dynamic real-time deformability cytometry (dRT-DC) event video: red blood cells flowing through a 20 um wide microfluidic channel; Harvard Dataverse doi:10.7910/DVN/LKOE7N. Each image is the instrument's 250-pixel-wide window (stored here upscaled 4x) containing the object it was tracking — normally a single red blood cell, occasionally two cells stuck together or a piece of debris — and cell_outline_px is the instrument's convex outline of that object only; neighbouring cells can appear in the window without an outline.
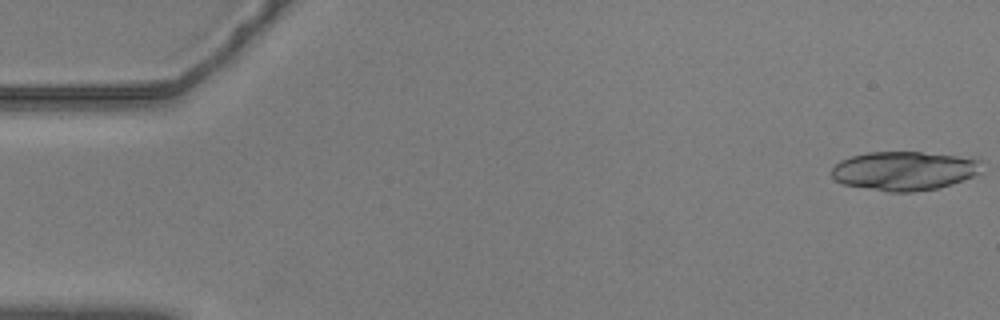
{"species": "common noctule bat (a hibernating species)", "species_latin": "Nyctalus noctula", "temperature_condition": "warm", "stored_images_in_passage": 20, "camera_frame_rate_fps": 3000, "um_per_image_px": 0.085, "animal": {"sex": "male", "body_mass_g": 20.5, "forearm_length_mm": 52.5}, "frame": {"image": 1, "passage_image": 1, "time_ms": 0.0, "image_size_px": [1000, 320], "cell_outline_px": [[980, 172], [972, 176], [952, 184], [936, 188], [912, 192], [888, 192], [844, 184], [836, 180], [832, 176], [832, 168], [840, 160], [852, 156], [868, 152], [920, 152], [956, 156], [980, 160]], "centroid_in_image_um": [76.83, 14.52], "position_along_channel_um": 8.2, "area_um2": 33.7}}